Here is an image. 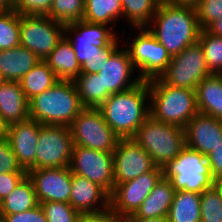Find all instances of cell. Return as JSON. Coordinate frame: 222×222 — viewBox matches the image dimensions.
<instances>
[{"mask_svg": "<svg viewBox=\"0 0 222 222\" xmlns=\"http://www.w3.org/2000/svg\"><path fill=\"white\" fill-rule=\"evenodd\" d=\"M124 222H170L168 216L156 218H137L134 215L127 217Z\"/></svg>", "mask_w": 222, "mask_h": 222, "instance_id": "44", "label": "cell"}, {"mask_svg": "<svg viewBox=\"0 0 222 222\" xmlns=\"http://www.w3.org/2000/svg\"><path fill=\"white\" fill-rule=\"evenodd\" d=\"M41 60L29 49L19 45L0 51V73L5 81H20Z\"/></svg>", "mask_w": 222, "mask_h": 222, "instance_id": "22", "label": "cell"}, {"mask_svg": "<svg viewBox=\"0 0 222 222\" xmlns=\"http://www.w3.org/2000/svg\"><path fill=\"white\" fill-rule=\"evenodd\" d=\"M112 32L110 28L106 29V24L89 23L84 20L65 25V36L76 53L81 74L98 73L118 48L117 37ZM70 33H77L76 38L69 37Z\"/></svg>", "mask_w": 222, "mask_h": 222, "instance_id": "2", "label": "cell"}, {"mask_svg": "<svg viewBox=\"0 0 222 222\" xmlns=\"http://www.w3.org/2000/svg\"><path fill=\"white\" fill-rule=\"evenodd\" d=\"M42 126L31 118L8 125L7 140L18 164L25 171L36 169V148Z\"/></svg>", "mask_w": 222, "mask_h": 222, "instance_id": "18", "label": "cell"}, {"mask_svg": "<svg viewBox=\"0 0 222 222\" xmlns=\"http://www.w3.org/2000/svg\"><path fill=\"white\" fill-rule=\"evenodd\" d=\"M152 21L155 27H147L148 30L171 57L198 42L201 28L195 6L161 0Z\"/></svg>", "mask_w": 222, "mask_h": 222, "instance_id": "1", "label": "cell"}, {"mask_svg": "<svg viewBox=\"0 0 222 222\" xmlns=\"http://www.w3.org/2000/svg\"><path fill=\"white\" fill-rule=\"evenodd\" d=\"M85 0H53L48 17L53 20L70 24L83 20Z\"/></svg>", "mask_w": 222, "mask_h": 222, "instance_id": "34", "label": "cell"}, {"mask_svg": "<svg viewBox=\"0 0 222 222\" xmlns=\"http://www.w3.org/2000/svg\"><path fill=\"white\" fill-rule=\"evenodd\" d=\"M156 167L152 157L133 138L119 139L113 151L115 185L133 180Z\"/></svg>", "mask_w": 222, "mask_h": 222, "instance_id": "15", "label": "cell"}, {"mask_svg": "<svg viewBox=\"0 0 222 222\" xmlns=\"http://www.w3.org/2000/svg\"><path fill=\"white\" fill-rule=\"evenodd\" d=\"M162 176L163 168L156 167L133 180L115 185L110 194L109 210L121 221L134 215Z\"/></svg>", "mask_w": 222, "mask_h": 222, "instance_id": "13", "label": "cell"}, {"mask_svg": "<svg viewBox=\"0 0 222 222\" xmlns=\"http://www.w3.org/2000/svg\"><path fill=\"white\" fill-rule=\"evenodd\" d=\"M65 35V24L47 15H20V45L45 60Z\"/></svg>", "mask_w": 222, "mask_h": 222, "instance_id": "9", "label": "cell"}, {"mask_svg": "<svg viewBox=\"0 0 222 222\" xmlns=\"http://www.w3.org/2000/svg\"><path fill=\"white\" fill-rule=\"evenodd\" d=\"M73 82L83 107L98 108L102 104V82L97 73L80 74Z\"/></svg>", "mask_w": 222, "mask_h": 222, "instance_id": "31", "label": "cell"}, {"mask_svg": "<svg viewBox=\"0 0 222 222\" xmlns=\"http://www.w3.org/2000/svg\"><path fill=\"white\" fill-rule=\"evenodd\" d=\"M70 169L72 173L97 183L109 194L115 187L113 153L74 145Z\"/></svg>", "mask_w": 222, "mask_h": 222, "instance_id": "14", "label": "cell"}, {"mask_svg": "<svg viewBox=\"0 0 222 222\" xmlns=\"http://www.w3.org/2000/svg\"><path fill=\"white\" fill-rule=\"evenodd\" d=\"M174 193L170 180L162 176L134 216L148 219L168 216Z\"/></svg>", "mask_w": 222, "mask_h": 222, "instance_id": "23", "label": "cell"}, {"mask_svg": "<svg viewBox=\"0 0 222 222\" xmlns=\"http://www.w3.org/2000/svg\"><path fill=\"white\" fill-rule=\"evenodd\" d=\"M186 146L207 156L222 143V121L197 113L184 128Z\"/></svg>", "mask_w": 222, "mask_h": 222, "instance_id": "19", "label": "cell"}, {"mask_svg": "<svg viewBox=\"0 0 222 222\" xmlns=\"http://www.w3.org/2000/svg\"><path fill=\"white\" fill-rule=\"evenodd\" d=\"M0 222H48L40 204L36 207L15 214L0 215Z\"/></svg>", "mask_w": 222, "mask_h": 222, "instance_id": "40", "label": "cell"}, {"mask_svg": "<svg viewBox=\"0 0 222 222\" xmlns=\"http://www.w3.org/2000/svg\"><path fill=\"white\" fill-rule=\"evenodd\" d=\"M211 74L206 64L203 48L197 42L172 56L168 67L159 78L165 84L173 87L195 90L196 86Z\"/></svg>", "mask_w": 222, "mask_h": 222, "instance_id": "10", "label": "cell"}, {"mask_svg": "<svg viewBox=\"0 0 222 222\" xmlns=\"http://www.w3.org/2000/svg\"><path fill=\"white\" fill-rule=\"evenodd\" d=\"M48 222H78L82 216L65 202L40 203Z\"/></svg>", "mask_w": 222, "mask_h": 222, "instance_id": "36", "label": "cell"}, {"mask_svg": "<svg viewBox=\"0 0 222 222\" xmlns=\"http://www.w3.org/2000/svg\"><path fill=\"white\" fill-rule=\"evenodd\" d=\"M139 35L127 48L134 68L138 67L142 81L158 78L168 67L171 56L164 46L145 27L135 28Z\"/></svg>", "mask_w": 222, "mask_h": 222, "instance_id": "12", "label": "cell"}, {"mask_svg": "<svg viewBox=\"0 0 222 222\" xmlns=\"http://www.w3.org/2000/svg\"><path fill=\"white\" fill-rule=\"evenodd\" d=\"M133 139L160 168L174 160L186 147L184 128L163 123L152 116L140 125Z\"/></svg>", "mask_w": 222, "mask_h": 222, "instance_id": "6", "label": "cell"}, {"mask_svg": "<svg viewBox=\"0 0 222 222\" xmlns=\"http://www.w3.org/2000/svg\"><path fill=\"white\" fill-rule=\"evenodd\" d=\"M53 0H12V9L19 15H48Z\"/></svg>", "mask_w": 222, "mask_h": 222, "instance_id": "38", "label": "cell"}, {"mask_svg": "<svg viewBox=\"0 0 222 222\" xmlns=\"http://www.w3.org/2000/svg\"><path fill=\"white\" fill-rule=\"evenodd\" d=\"M195 8L201 29H207L216 20L222 18V0H199Z\"/></svg>", "mask_w": 222, "mask_h": 222, "instance_id": "37", "label": "cell"}, {"mask_svg": "<svg viewBox=\"0 0 222 222\" xmlns=\"http://www.w3.org/2000/svg\"><path fill=\"white\" fill-rule=\"evenodd\" d=\"M148 96V83L141 81L127 91L111 94L98 108L119 138H133L150 116V106L144 105Z\"/></svg>", "mask_w": 222, "mask_h": 222, "instance_id": "3", "label": "cell"}, {"mask_svg": "<svg viewBox=\"0 0 222 222\" xmlns=\"http://www.w3.org/2000/svg\"><path fill=\"white\" fill-rule=\"evenodd\" d=\"M121 16V0H85L83 20L86 22L108 25Z\"/></svg>", "mask_w": 222, "mask_h": 222, "instance_id": "29", "label": "cell"}, {"mask_svg": "<svg viewBox=\"0 0 222 222\" xmlns=\"http://www.w3.org/2000/svg\"><path fill=\"white\" fill-rule=\"evenodd\" d=\"M206 158L214 181L219 182L222 180V143L213 149Z\"/></svg>", "mask_w": 222, "mask_h": 222, "instance_id": "42", "label": "cell"}, {"mask_svg": "<svg viewBox=\"0 0 222 222\" xmlns=\"http://www.w3.org/2000/svg\"><path fill=\"white\" fill-rule=\"evenodd\" d=\"M12 9V0H0V11H7Z\"/></svg>", "mask_w": 222, "mask_h": 222, "instance_id": "48", "label": "cell"}, {"mask_svg": "<svg viewBox=\"0 0 222 222\" xmlns=\"http://www.w3.org/2000/svg\"><path fill=\"white\" fill-rule=\"evenodd\" d=\"M73 147L70 127L43 125L36 148V169L70 167Z\"/></svg>", "mask_w": 222, "mask_h": 222, "instance_id": "11", "label": "cell"}, {"mask_svg": "<svg viewBox=\"0 0 222 222\" xmlns=\"http://www.w3.org/2000/svg\"><path fill=\"white\" fill-rule=\"evenodd\" d=\"M161 0H121L122 17L128 19L134 28L149 27Z\"/></svg>", "mask_w": 222, "mask_h": 222, "instance_id": "30", "label": "cell"}, {"mask_svg": "<svg viewBox=\"0 0 222 222\" xmlns=\"http://www.w3.org/2000/svg\"><path fill=\"white\" fill-rule=\"evenodd\" d=\"M27 175V172L0 173V201L7 197Z\"/></svg>", "mask_w": 222, "mask_h": 222, "instance_id": "41", "label": "cell"}, {"mask_svg": "<svg viewBox=\"0 0 222 222\" xmlns=\"http://www.w3.org/2000/svg\"><path fill=\"white\" fill-rule=\"evenodd\" d=\"M44 61L59 80L74 81L81 74V66L76 58V53L65 35Z\"/></svg>", "mask_w": 222, "mask_h": 222, "instance_id": "25", "label": "cell"}, {"mask_svg": "<svg viewBox=\"0 0 222 222\" xmlns=\"http://www.w3.org/2000/svg\"><path fill=\"white\" fill-rule=\"evenodd\" d=\"M59 81L53 70L44 60L37 63L19 81L26 98L30 100L37 94L53 87Z\"/></svg>", "mask_w": 222, "mask_h": 222, "instance_id": "28", "label": "cell"}, {"mask_svg": "<svg viewBox=\"0 0 222 222\" xmlns=\"http://www.w3.org/2000/svg\"><path fill=\"white\" fill-rule=\"evenodd\" d=\"M168 218L170 222H201L200 194L175 191Z\"/></svg>", "mask_w": 222, "mask_h": 222, "instance_id": "27", "label": "cell"}, {"mask_svg": "<svg viewBox=\"0 0 222 222\" xmlns=\"http://www.w3.org/2000/svg\"><path fill=\"white\" fill-rule=\"evenodd\" d=\"M72 80H59L29 100V115L42 125L70 127L83 109Z\"/></svg>", "mask_w": 222, "mask_h": 222, "instance_id": "4", "label": "cell"}, {"mask_svg": "<svg viewBox=\"0 0 222 222\" xmlns=\"http://www.w3.org/2000/svg\"><path fill=\"white\" fill-rule=\"evenodd\" d=\"M38 204L33 183L26 175L14 190L0 201V215L21 213Z\"/></svg>", "mask_w": 222, "mask_h": 222, "instance_id": "26", "label": "cell"}, {"mask_svg": "<svg viewBox=\"0 0 222 222\" xmlns=\"http://www.w3.org/2000/svg\"><path fill=\"white\" fill-rule=\"evenodd\" d=\"M198 112L222 121V74H211L195 89Z\"/></svg>", "mask_w": 222, "mask_h": 222, "instance_id": "24", "label": "cell"}, {"mask_svg": "<svg viewBox=\"0 0 222 222\" xmlns=\"http://www.w3.org/2000/svg\"><path fill=\"white\" fill-rule=\"evenodd\" d=\"M78 222H121L110 210L104 213L82 215Z\"/></svg>", "mask_w": 222, "mask_h": 222, "instance_id": "43", "label": "cell"}, {"mask_svg": "<svg viewBox=\"0 0 222 222\" xmlns=\"http://www.w3.org/2000/svg\"><path fill=\"white\" fill-rule=\"evenodd\" d=\"M69 204L81 215L104 213L110 207V194L97 183L72 173ZM100 204V208L95 205Z\"/></svg>", "mask_w": 222, "mask_h": 222, "instance_id": "20", "label": "cell"}, {"mask_svg": "<svg viewBox=\"0 0 222 222\" xmlns=\"http://www.w3.org/2000/svg\"><path fill=\"white\" fill-rule=\"evenodd\" d=\"M172 4L192 5L195 6L199 0H164Z\"/></svg>", "mask_w": 222, "mask_h": 222, "instance_id": "47", "label": "cell"}, {"mask_svg": "<svg viewBox=\"0 0 222 222\" xmlns=\"http://www.w3.org/2000/svg\"><path fill=\"white\" fill-rule=\"evenodd\" d=\"M201 222H222V194L215 184L200 194Z\"/></svg>", "mask_w": 222, "mask_h": 222, "instance_id": "35", "label": "cell"}, {"mask_svg": "<svg viewBox=\"0 0 222 222\" xmlns=\"http://www.w3.org/2000/svg\"><path fill=\"white\" fill-rule=\"evenodd\" d=\"M0 114L8 125L30 118L29 100L20 82L4 81L0 85Z\"/></svg>", "mask_w": 222, "mask_h": 222, "instance_id": "21", "label": "cell"}, {"mask_svg": "<svg viewBox=\"0 0 222 222\" xmlns=\"http://www.w3.org/2000/svg\"><path fill=\"white\" fill-rule=\"evenodd\" d=\"M163 176L175 189L201 194L216 182L205 155L187 146L163 168Z\"/></svg>", "mask_w": 222, "mask_h": 222, "instance_id": "7", "label": "cell"}, {"mask_svg": "<svg viewBox=\"0 0 222 222\" xmlns=\"http://www.w3.org/2000/svg\"><path fill=\"white\" fill-rule=\"evenodd\" d=\"M8 124L0 114V140L7 139Z\"/></svg>", "mask_w": 222, "mask_h": 222, "instance_id": "46", "label": "cell"}, {"mask_svg": "<svg viewBox=\"0 0 222 222\" xmlns=\"http://www.w3.org/2000/svg\"><path fill=\"white\" fill-rule=\"evenodd\" d=\"M198 42L203 48L209 71L212 74H222V37L201 29Z\"/></svg>", "mask_w": 222, "mask_h": 222, "instance_id": "32", "label": "cell"}, {"mask_svg": "<svg viewBox=\"0 0 222 222\" xmlns=\"http://www.w3.org/2000/svg\"><path fill=\"white\" fill-rule=\"evenodd\" d=\"M216 185L220 188L221 194H222V180L219 182H216Z\"/></svg>", "mask_w": 222, "mask_h": 222, "instance_id": "49", "label": "cell"}, {"mask_svg": "<svg viewBox=\"0 0 222 222\" xmlns=\"http://www.w3.org/2000/svg\"><path fill=\"white\" fill-rule=\"evenodd\" d=\"M20 45V15L13 9L0 13V51Z\"/></svg>", "mask_w": 222, "mask_h": 222, "instance_id": "33", "label": "cell"}, {"mask_svg": "<svg viewBox=\"0 0 222 222\" xmlns=\"http://www.w3.org/2000/svg\"><path fill=\"white\" fill-rule=\"evenodd\" d=\"M74 145L113 153L119 137L105 122L99 108L84 107L70 126Z\"/></svg>", "mask_w": 222, "mask_h": 222, "instance_id": "8", "label": "cell"}, {"mask_svg": "<svg viewBox=\"0 0 222 222\" xmlns=\"http://www.w3.org/2000/svg\"><path fill=\"white\" fill-rule=\"evenodd\" d=\"M134 70L128 50L117 48L97 73L102 82V103L111 94L127 91L142 81L139 77L130 81Z\"/></svg>", "mask_w": 222, "mask_h": 222, "instance_id": "17", "label": "cell"}, {"mask_svg": "<svg viewBox=\"0 0 222 222\" xmlns=\"http://www.w3.org/2000/svg\"><path fill=\"white\" fill-rule=\"evenodd\" d=\"M207 30L215 36L222 37V18L212 23Z\"/></svg>", "mask_w": 222, "mask_h": 222, "instance_id": "45", "label": "cell"}, {"mask_svg": "<svg viewBox=\"0 0 222 222\" xmlns=\"http://www.w3.org/2000/svg\"><path fill=\"white\" fill-rule=\"evenodd\" d=\"M150 116L166 124L185 128L198 113L196 92L165 84L159 77L147 81Z\"/></svg>", "mask_w": 222, "mask_h": 222, "instance_id": "5", "label": "cell"}, {"mask_svg": "<svg viewBox=\"0 0 222 222\" xmlns=\"http://www.w3.org/2000/svg\"><path fill=\"white\" fill-rule=\"evenodd\" d=\"M33 183L38 203L65 202L69 204L72 172L70 167L33 169L27 171Z\"/></svg>", "mask_w": 222, "mask_h": 222, "instance_id": "16", "label": "cell"}, {"mask_svg": "<svg viewBox=\"0 0 222 222\" xmlns=\"http://www.w3.org/2000/svg\"><path fill=\"white\" fill-rule=\"evenodd\" d=\"M27 172L18 164L7 139L0 140V173Z\"/></svg>", "mask_w": 222, "mask_h": 222, "instance_id": "39", "label": "cell"}, {"mask_svg": "<svg viewBox=\"0 0 222 222\" xmlns=\"http://www.w3.org/2000/svg\"><path fill=\"white\" fill-rule=\"evenodd\" d=\"M5 80L3 79L1 73H0V85L4 82Z\"/></svg>", "mask_w": 222, "mask_h": 222, "instance_id": "50", "label": "cell"}]
</instances>
